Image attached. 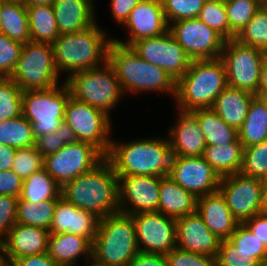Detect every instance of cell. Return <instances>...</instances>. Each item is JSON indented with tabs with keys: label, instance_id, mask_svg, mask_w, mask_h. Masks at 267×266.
Returning a JSON list of instances; mask_svg holds the SVG:
<instances>
[{
	"label": "cell",
	"instance_id": "obj_1",
	"mask_svg": "<svg viewBox=\"0 0 267 266\" xmlns=\"http://www.w3.org/2000/svg\"><path fill=\"white\" fill-rule=\"evenodd\" d=\"M60 194L99 219L120 212L119 179L106 158L92 170L64 184Z\"/></svg>",
	"mask_w": 267,
	"mask_h": 266
},
{
	"label": "cell",
	"instance_id": "obj_2",
	"mask_svg": "<svg viewBox=\"0 0 267 266\" xmlns=\"http://www.w3.org/2000/svg\"><path fill=\"white\" fill-rule=\"evenodd\" d=\"M160 138H136L130 142H115L112 138L105 158L117 176H167L172 151L168 138Z\"/></svg>",
	"mask_w": 267,
	"mask_h": 266
},
{
	"label": "cell",
	"instance_id": "obj_3",
	"mask_svg": "<svg viewBox=\"0 0 267 266\" xmlns=\"http://www.w3.org/2000/svg\"><path fill=\"white\" fill-rule=\"evenodd\" d=\"M107 61L112 66L123 93L155 91L171 94L175 98L176 82L162 68L141 58L131 46L112 39L109 42Z\"/></svg>",
	"mask_w": 267,
	"mask_h": 266
},
{
	"label": "cell",
	"instance_id": "obj_4",
	"mask_svg": "<svg viewBox=\"0 0 267 266\" xmlns=\"http://www.w3.org/2000/svg\"><path fill=\"white\" fill-rule=\"evenodd\" d=\"M104 29L97 22L91 27L71 34H62L52 43L57 72L73 74L96 68L107 61L109 42Z\"/></svg>",
	"mask_w": 267,
	"mask_h": 266
},
{
	"label": "cell",
	"instance_id": "obj_5",
	"mask_svg": "<svg viewBox=\"0 0 267 266\" xmlns=\"http://www.w3.org/2000/svg\"><path fill=\"white\" fill-rule=\"evenodd\" d=\"M228 86L221 58L192 60L188 70L176 82L174 101L177 109L192 112L212 108L215 99Z\"/></svg>",
	"mask_w": 267,
	"mask_h": 266
},
{
	"label": "cell",
	"instance_id": "obj_6",
	"mask_svg": "<svg viewBox=\"0 0 267 266\" xmlns=\"http://www.w3.org/2000/svg\"><path fill=\"white\" fill-rule=\"evenodd\" d=\"M132 215L123 212L99 219L92 243V261L102 266H128L138 254Z\"/></svg>",
	"mask_w": 267,
	"mask_h": 266
},
{
	"label": "cell",
	"instance_id": "obj_7",
	"mask_svg": "<svg viewBox=\"0 0 267 266\" xmlns=\"http://www.w3.org/2000/svg\"><path fill=\"white\" fill-rule=\"evenodd\" d=\"M65 82L73 98L100 109L109 116L124 95L108 61L99 67L75 73Z\"/></svg>",
	"mask_w": 267,
	"mask_h": 266
},
{
	"label": "cell",
	"instance_id": "obj_8",
	"mask_svg": "<svg viewBox=\"0 0 267 266\" xmlns=\"http://www.w3.org/2000/svg\"><path fill=\"white\" fill-rule=\"evenodd\" d=\"M59 85L22 91V115L32 124L35 139L56 131L64 121L71 91L66 82Z\"/></svg>",
	"mask_w": 267,
	"mask_h": 266
},
{
	"label": "cell",
	"instance_id": "obj_9",
	"mask_svg": "<svg viewBox=\"0 0 267 266\" xmlns=\"http://www.w3.org/2000/svg\"><path fill=\"white\" fill-rule=\"evenodd\" d=\"M59 75L54 64L52 44L29 41L23 44L10 78L22 91L45 90L60 83Z\"/></svg>",
	"mask_w": 267,
	"mask_h": 266
},
{
	"label": "cell",
	"instance_id": "obj_10",
	"mask_svg": "<svg viewBox=\"0 0 267 266\" xmlns=\"http://www.w3.org/2000/svg\"><path fill=\"white\" fill-rule=\"evenodd\" d=\"M64 122L74 131L76 140L96 147L104 156L111 144V116L70 96Z\"/></svg>",
	"mask_w": 267,
	"mask_h": 266
},
{
	"label": "cell",
	"instance_id": "obj_11",
	"mask_svg": "<svg viewBox=\"0 0 267 266\" xmlns=\"http://www.w3.org/2000/svg\"><path fill=\"white\" fill-rule=\"evenodd\" d=\"M264 54L262 49L242 44L235 38L225 41L220 58L225 65L227 84L256 95Z\"/></svg>",
	"mask_w": 267,
	"mask_h": 266
},
{
	"label": "cell",
	"instance_id": "obj_12",
	"mask_svg": "<svg viewBox=\"0 0 267 266\" xmlns=\"http://www.w3.org/2000/svg\"><path fill=\"white\" fill-rule=\"evenodd\" d=\"M105 156L92 144L76 141L44 158L43 168L62 187L97 166Z\"/></svg>",
	"mask_w": 267,
	"mask_h": 266
},
{
	"label": "cell",
	"instance_id": "obj_13",
	"mask_svg": "<svg viewBox=\"0 0 267 266\" xmlns=\"http://www.w3.org/2000/svg\"><path fill=\"white\" fill-rule=\"evenodd\" d=\"M218 190L240 223L265 211L264 180L236 173L221 177Z\"/></svg>",
	"mask_w": 267,
	"mask_h": 266
},
{
	"label": "cell",
	"instance_id": "obj_14",
	"mask_svg": "<svg viewBox=\"0 0 267 266\" xmlns=\"http://www.w3.org/2000/svg\"><path fill=\"white\" fill-rule=\"evenodd\" d=\"M131 47L145 61L162 68L175 82L192 62L170 31L157 37L139 39Z\"/></svg>",
	"mask_w": 267,
	"mask_h": 266
},
{
	"label": "cell",
	"instance_id": "obj_15",
	"mask_svg": "<svg viewBox=\"0 0 267 266\" xmlns=\"http://www.w3.org/2000/svg\"><path fill=\"white\" fill-rule=\"evenodd\" d=\"M169 31L191 60L221 57L226 40L198 18L173 22Z\"/></svg>",
	"mask_w": 267,
	"mask_h": 266
},
{
	"label": "cell",
	"instance_id": "obj_16",
	"mask_svg": "<svg viewBox=\"0 0 267 266\" xmlns=\"http://www.w3.org/2000/svg\"><path fill=\"white\" fill-rule=\"evenodd\" d=\"M132 217L139 251L166 255L177 247L175 218L158 211L136 213Z\"/></svg>",
	"mask_w": 267,
	"mask_h": 266
},
{
	"label": "cell",
	"instance_id": "obj_17",
	"mask_svg": "<svg viewBox=\"0 0 267 266\" xmlns=\"http://www.w3.org/2000/svg\"><path fill=\"white\" fill-rule=\"evenodd\" d=\"M169 176L197 198L218 191L221 179L203 156H172Z\"/></svg>",
	"mask_w": 267,
	"mask_h": 266
},
{
	"label": "cell",
	"instance_id": "obj_18",
	"mask_svg": "<svg viewBox=\"0 0 267 266\" xmlns=\"http://www.w3.org/2000/svg\"><path fill=\"white\" fill-rule=\"evenodd\" d=\"M118 179L120 212L133 215L158 211L161 177L123 175Z\"/></svg>",
	"mask_w": 267,
	"mask_h": 266
},
{
	"label": "cell",
	"instance_id": "obj_19",
	"mask_svg": "<svg viewBox=\"0 0 267 266\" xmlns=\"http://www.w3.org/2000/svg\"><path fill=\"white\" fill-rule=\"evenodd\" d=\"M129 33L127 40H118V43L131 46L142 38L157 37L169 31V24L160 0H142L130 12L127 21L123 25Z\"/></svg>",
	"mask_w": 267,
	"mask_h": 266
},
{
	"label": "cell",
	"instance_id": "obj_20",
	"mask_svg": "<svg viewBox=\"0 0 267 266\" xmlns=\"http://www.w3.org/2000/svg\"><path fill=\"white\" fill-rule=\"evenodd\" d=\"M220 242L197 212L176 219L177 248L216 258Z\"/></svg>",
	"mask_w": 267,
	"mask_h": 266
},
{
	"label": "cell",
	"instance_id": "obj_21",
	"mask_svg": "<svg viewBox=\"0 0 267 266\" xmlns=\"http://www.w3.org/2000/svg\"><path fill=\"white\" fill-rule=\"evenodd\" d=\"M176 122L169 129L172 156H203L206 141L200 123L191 112L178 110Z\"/></svg>",
	"mask_w": 267,
	"mask_h": 266
},
{
	"label": "cell",
	"instance_id": "obj_22",
	"mask_svg": "<svg viewBox=\"0 0 267 266\" xmlns=\"http://www.w3.org/2000/svg\"><path fill=\"white\" fill-rule=\"evenodd\" d=\"M98 223L99 218L93 213L77 208L60 196L57 199L49 232L82 236L92 244L96 237Z\"/></svg>",
	"mask_w": 267,
	"mask_h": 266
},
{
	"label": "cell",
	"instance_id": "obj_23",
	"mask_svg": "<svg viewBox=\"0 0 267 266\" xmlns=\"http://www.w3.org/2000/svg\"><path fill=\"white\" fill-rule=\"evenodd\" d=\"M50 232L16 223L1 241L7 264L25 256L47 253Z\"/></svg>",
	"mask_w": 267,
	"mask_h": 266
},
{
	"label": "cell",
	"instance_id": "obj_24",
	"mask_svg": "<svg viewBox=\"0 0 267 266\" xmlns=\"http://www.w3.org/2000/svg\"><path fill=\"white\" fill-rule=\"evenodd\" d=\"M197 213L208 229L221 241L228 240L240 224L232 215L219 190L198 198Z\"/></svg>",
	"mask_w": 267,
	"mask_h": 266
},
{
	"label": "cell",
	"instance_id": "obj_25",
	"mask_svg": "<svg viewBox=\"0 0 267 266\" xmlns=\"http://www.w3.org/2000/svg\"><path fill=\"white\" fill-rule=\"evenodd\" d=\"M93 0H53L56 26L59 34L85 30L96 23Z\"/></svg>",
	"mask_w": 267,
	"mask_h": 266
},
{
	"label": "cell",
	"instance_id": "obj_26",
	"mask_svg": "<svg viewBox=\"0 0 267 266\" xmlns=\"http://www.w3.org/2000/svg\"><path fill=\"white\" fill-rule=\"evenodd\" d=\"M47 253L59 266H76L81 256L85 263L92 261V244L85 237L74 234H50Z\"/></svg>",
	"mask_w": 267,
	"mask_h": 266
},
{
	"label": "cell",
	"instance_id": "obj_27",
	"mask_svg": "<svg viewBox=\"0 0 267 266\" xmlns=\"http://www.w3.org/2000/svg\"><path fill=\"white\" fill-rule=\"evenodd\" d=\"M158 212L180 218L197 212L198 198L178 185L169 175L161 177Z\"/></svg>",
	"mask_w": 267,
	"mask_h": 266
},
{
	"label": "cell",
	"instance_id": "obj_28",
	"mask_svg": "<svg viewBox=\"0 0 267 266\" xmlns=\"http://www.w3.org/2000/svg\"><path fill=\"white\" fill-rule=\"evenodd\" d=\"M255 96L249 91L228 85L215 99L212 109L226 124L238 131L243 125L249 105Z\"/></svg>",
	"mask_w": 267,
	"mask_h": 266
},
{
	"label": "cell",
	"instance_id": "obj_29",
	"mask_svg": "<svg viewBox=\"0 0 267 266\" xmlns=\"http://www.w3.org/2000/svg\"><path fill=\"white\" fill-rule=\"evenodd\" d=\"M244 147L239 138L226 145L206 146L203 158L220 177L240 173Z\"/></svg>",
	"mask_w": 267,
	"mask_h": 266
},
{
	"label": "cell",
	"instance_id": "obj_30",
	"mask_svg": "<svg viewBox=\"0 0 267 266\" xmlns=\"http://www.w3.org/2000/svg\"><path fill=\"white\" fill-rule=\"evenodd\" d=\"M238 138L244 148L267 140V105L262 98L255 96L251 101Z\"/></svg>",
	"mask_w": 267,
	"mask_h": 266
},
{
	"label": "cell",
	"instance_id": "obj_31",
	"mask_svg": "<svg viewBox=\"0 0 267 266\" xmlns=\"http://www.w3.org/2000/svg\"><path fill=\"white\" fill-rule=\"evenodd\" d=\"M191 113L200 123L206 146H223L238 138V131L226 124L212 108L196 109Z\"/></svg>",
	"mask_w": 267,
	"mask_h": 266
},
{
	"label": "cell",
	"instance_id": "obj_32",
	"mask_svg": "<svg viewBox=\"0 0 267 266\" xmlns=\"http://www.w3.org/2000/svg\"><path fill=\"white\" fill-rule=\"evenodd\" d=\"M0 33L23 44L31 41L27 7L24 4L4 2Z\"/></svg>",
	"mask_w": 267,
	"mask_h": 266
},
{
	"label": "cell",
	"instance_id": "obj_33",
	"mask_svg": "<svg viewBox=\"0 0 267 266\" xmlns=\"http://www.w3.org/2000/svg\"><path fill=\"white\" fill-rule=\"evenodd\" d=\"M31 41L52 44L58 37L52 4L27 7Z\"/></svg>",
	"mask_w": 267,
	"mask_h": 266
},
{
	"label": "cell",
	"instance_id": "obj_34",
	"mask_svg": "<svg viewBox=\"0 0 267 266\" xmlns=\"http://www.w3.org/2000/svg\"><path fill=\"white\" fill-rule=\"evenodd\" d=\"M57 200H45L39 203L22 200L17 204L16 223L50 230Z\"/></svg>",
	"mask_w": 267,
	"mask_h": 266
},
{
	"label": "cell",
	"instance_id": "obj_35",
	"mask_svg": "<svg viewBox=\"0 0 267 266\" xmlns=\"http://www.w3.org/2000/svg\"><path fill=\"white\" fill-rule=\"evenodd\" d=\"M61 187L46 172L44 168L23 180L22 200L41 202L45 200H57L61 196Z\"/></svg>",
	"mask_w": 267,
	"mask_h": 266
},
{
	"label": "cell",
	"instance_id": "obj_36",
	"mask_svg": "<svg viewBox=\"0 0 267 266\" xmlns=\"http://www.w3.org/2000/svg\"><path fill=\"white\" fill-rule=\"evenodd\" d=\"M32 124L23 116L0 123V144L16 149L35 145Z\"/></svg>",
	"mask_w": 267,
	"mask_h": 266
},
{
	"label": "cell",
	"instance_id": "obj_37",
	"mask_svg": "<svg viewBox=\"0 0 267 266\" xmlns=\"http://www.w3.org/2000/svg\"><path fill=\"white\" fill-rule=\"evenodd\" d=\"M229 22V40L234 39L255 12L263 4V0H224Z\"/></svg>",
	"mask_w": 267,
	"mask_h": 266
},
{
	"label": "cell",
	"instance_id": "obj_38",
	"mask_svg": "<svg viewBox=\"0 0 267 266\" xmlns=\"http://www.w3.org/2000/svg\"><path fill=\"white\" fill-rule=\"evenodd\" d=\"M235 39L242 44L267 52V8L264 4L255 12Z\"/></svg>",
	"mask_w": 267,
	"mask_h": 266
},
{
	"label": "cell",
	"instance_id": "obj_39",
	"mask_svg": "<svg viewBox=\"0 0 267 266\" xmlns=\"http://www.w3.org/2000/svg\"><path fill=\"white\" fill-rule=\"evenodd\" d=\"M22 115V90L10 78L0 77V123Z\"/></svg>",
	"mask_w": 267,
	"mask_h": 266
},
{
	"label": "cell",
	"instance_id": "obj_40",
	"mask_svg": "<svg viewBox=\"0 0 267 266\" xmlns=\"http://www.w3.org/2000/svg\"><path fill=\"white\" fill-rule=\"evenodd\" d=\"M236 250L248 257H255L260 263L267 261V248L254 233L244 224L240 223L235 232L227 240Z\"/></svg>",
	"mask_w": 267,
	"mask_h": 266
},
{
	"label": "cell",
	"instance_id": "obj_41",
	"mask_svg": "<svg viewBox=\"0 0 267 266\" xmlns=\"http://www.w3.org/2000/svg\"><path fill=\"white\" fill-rule=\"evenodd\" d=\"M240 173L261 180L267 179V140L244 148Z\"/></svg>",
	"mask_w": 267,
	"mask_h": 266
},
{
	"label": "cell",
	"instance_id": "obj_42",
	"mask_svg": "<svg viewBox=\"0 0 267 266\" xmlns=\"http://www.w3.org/2000/svg\"><path fill=\"white\" fill-rule=\"evenodd\" d=\"M197 18L226 41L229 40V22L224 0H206Z\"/></svg>",
	"mask_w": 267,
	"mask_h": 266
},
{
	"label": "cell",
	"instance_id": "obj_43",
	"mask_svg": "<svg viewBox=\"0 0 267 266\" xmlns=\"http://www.w3.org/2000/svg\"><path fill=\"white\" fill-rule=\"evenodd\" d=\"M76 136L70 126L63 121L56 131L40 136L35 140L36 150L45 158L68 144L75 143Z\"/></svg>",
	"mask_w": 267,
	"mask_h": 266
},
{
	"label": "cell",
	"instance_id": "obj_44",
	"mask_svg": "<svg viewBox=\"0 0 267 266\" xmlns=\"http://www.w3.org/2000/svg\"><path fill=\"white\" fill-rule=\"evenodd\" d=\"M206 0H161L167 23L170 25L199 15Z\"/></svg>",
	"mask_w": 267,
	"mask_h": 266
},
{
	"label": "cell",
	"instance_id": "obj_45",
	"mask_svg": "<svg viewBox=\"0 0 267 266\" xmlns=\"http://www.w3.org/2000/svg\"><path fill=\"white\" fill-rule=\"evenodd\" d=\"M44 166V158L36 150L35 145L17 149L12 170L25 180L33 173L40 171Z\"/></svg>",
	"mask_w": 267,
	"mask_h": 266
},
{
	"label": "cell",
	"instance_id": "obj_46",
	"mask_svg": "<svg viewBox=\"0 0 267 266\" xmlns=\"http://www.w3.org/2000/svg\"><path fill=\"white\" fill-rule=\"evenodd\" d=\"M23 43L0 33V77H10L14 72Z\"/></svg>",
	"mask_w": 267,
	"mask_h": 266
},
{
	"label": "cell",
	"instance_id": "obj_47",
	"mask_svg": "<svg viewBox=\"0 0 267 266\" xmlns=\"http://www.w3.org/2000/svg\"><path fill=\"white\" fill-rule=\"evenodd\" d=\"M236 250L227 240L220 242L217 257L215 258L216 266H259L260 262L255 257H248Z\"/></svg>",
	"mask_w": 267,
	"mask_h": 266
},
{
	"label": "cell",
	"instance_id": "obj_48",
	"mask_svg": "<svg viewBox=\"0 0 267 266\" xmlns=\"http://www.w3.org/2000/svg\"><path fill=\"white\" fill-rule=\"evenodd\" d=\"M165 256L167 266H216L215 258L212 256L184 251L177 247Z\"/></svg>",
	"mask_w": 267,
	"mask_h": 266
},
{
	"label": "cell",
	"instance_id": "obj_49",
	"mask_svg": "<svg viewBox=\"0 0 267 266\" xmlns=\"http://www.w3.org/2000/svg\"><path fill=\"white\" fill-rule=\"evenodd\" d=\"M18 199L10 195H0V241L16 224Z\"/></svg>",
	"mask_w": 267,
	"mask_h": 266
},
{
	"label": "cell",
	"instance_id": "obj_50",
	"mask_svg": "<svg viewBox=\"0 0 267 266\" xmlns=\"http://www.w3.org/2000/svg\"><path fill=\"white\" fill-rule=\"evenodd\" d=\"M23 180L13 171H0V195L19 198L22 193Z\"/></svg>",
	"mask_w": 267,
	"mask_h": 266
},
{
	"label": "cell",
	"instance_id": "obj_51",
	"mask_svg": "<svg viewBox=\"0 0 267 266\" xmlns=\"http://www.w3.org/2000/svg\"><path fill=\"white\" fill-rule=\"evenodd\" d=\"M140 1L142 0H110L112 18L123 26L130 12Z\"/></svg>",
	"mask_w": 267,
	"mask_h": 266
},
{
	"label": "cell",
	"instance_id": "obj_52",
	"mask_svg": "<svg viewBox=\"0 0 267 266\" xmlns=\"http://www.w3.org/2000/svg\"><path fill=\"white\" fill-rule=\"evenodd\" d=\"M244 224L267 248V212L264 211L254 215L245 221Z\"/></svg>",
	"mask_w": 267,
	"mask_h": 266
},
{
	"label": "cell",
	"instance_id": "obj_53",
	"mask_svg": "<svg viewBox=\"0 0 267 266\" xmlns=\"http://www.w3.org/2000/svg\"><path fill=\"white\" fill-rule=\"evenodd\" d=\"M9 266H59L48 253L30 255L13 259L8 263Z\"/></svg>",
	"mask_w": 267,
	"mask_h": 266
},
{
	"label": "cell",
	"instance_id": "obj_54",
	"mask_svg": "<svg viewBox=\"0 0 267 266\" xmlns=\"http://www.w3.org/2000/svg\"><path fill=\"white\" fill-rule=\"evenodd\" d=\"M128 266H167V259L163 254L139 251Z\"/></svg>",
	"mask_w": 267,
	"mask_h": 266
},
{
	"label": "cell",
	"instance_id": "obj_55",
	"mask_svg": "<svg viewBox=\"0 0 267 266\" xmlns=\"http://www.w3.org/2000/svg\"><path fill=\"white\" fill-rule=\"evenodd\" d=\"M16 148L0 144V171L12 170Z\"/></svg>",
	"mask_w": 267,
	"mask_h": 266
},
{
	"label": "cell",
	"instance_id": "obj_56",
	"mask_svg": "<svg viewBox=\"0 0 267 266\" xmlns=\"http://www.w3.org/2000/svg\"><path fill=\"white\" fill-rule=\"evenodd\" d=\"M257 97H265L267 96V52H265L261 64V71H260V82L258 85V93L256 94Z\"/></svg>",
	"mask_w": 267,
	"mask_h": 266
},
{
	"label": "cell",
	"instance_id": "obj_57",
	"mask_svg": "<svg viewBox=\"0 0 267 266\" xmlns=\"http://www.w3.org/2000/svg\"><path fill=\"white\" fill-rule=\"evenodd\" d=\"M52 2L53 0H26L25 6L34 7V6L50 5L52 4Z\"/></svg>",
	"mask_w": 267,
	"mask_h": 266
},
{
	"label": "cell",
	"instance_id": "obj_58",
	"mask_svg": "<svg viewBox=\"0 0 267 266\" xmlns=\"http://www.w3.org/2000/svg\"><path fill=\"white\" fill-rule=\"evenodd\" d=\"M6 265H7V262L5 258L4 249H3L2 242L0 241V266H6Z\"/></svg>",
	"mask_w": 267,
	"mask_h": 266
},
{
	"label": "cell",
	"instance_id": "obj_59",
	"mask_svg": "<svg viewBox=\"0 0 267 266\" xmlns=\"http://www.w3.org/2000/svg\"><path fill=\"white\" fill-rule=\"evenodd\" d=\"M264 209L267 212V179L264 180Z\"/></svg>",
	"mask_w": 267,
	"mask_h": 266
},
{
	"label": "cell",
	"instance_id": "obj_60",
	"mask_svg": "<svg viewBox=\"0 0 267 266\" xmlns=\"http://www.w3.org/2000/svg\"><path fill=\"white\" fill-rule=\"evenodd\" d=\"M6 0H0V29H1V10Z\"/></svg>",
	"mask_w": 267,
	"mask_h": 266
},
{
	"label": "cell",
	"instance_id": "obj_61",
	"mask_svg": "<svg viewBox=\"0 0 267 266\" xmlns=\"http://www.w3.org/2000/svg\"><path fill=\"white\" fill-rule=\"evenodd\" d=\"M6 1L17 2V3H20V4H24L25 5V1L26 0H6Z\"/></svg>",
	"mask_w": 267,
	"mask_h": 266
},
{
	"label": "cell",
	"instance_id": "obj_62",
	"mask_svg": "<svg viewBox=\"0 0 267 266\" xmlns=\"http://www.w3.org/2000/svg\"><path fill=\"white\" fill-rule=\"evenodd\" d=\"M88 266H102V265H99V264L94 263L93 261H90Z\"/></svg>",
	"mask_w": 267,
	"mask_h": 266
},
{
	"label": "cell",
	"instance_id": "obj_63",
	"mask_svg": "<svg viewBox=\"0 0 267 266\" xmlns=\"http://www.w3.org/2000/svg\"><path fill=\"white\" fill-rule=\"evenodd\" d=\"M259 266H267V261H264V262L260 263Z\"/></svg>",
	"mask_w": 267,
	"mask_h": 266
},
{
	"label": "cell",
	"instance_id": "obj_64",
	"mask_svg": "<svg viewBox=\"0 0 267 266\" xmlns=\"http://www.w3.org/2000/svg\"><path fill=\"white\" fill-rule=\"evenodd\" d=\"M264 101H265V103H266V105H267V96H265V97H261Z\"/></svg>",
	"mask_w": 267,
	"mask_h": 266
},
{
	"label": "cell",
	"instance_id": "obj_65",
	"mask_svg": "<svg viewBox=\"0 0 267 266\" xmlns=\"http://www.w3.org/2000/svg\"><path fill=\"white\" fill-rule=\"evenodd\" d=\"M263 4H264L265 7L267 8V0H263Z\"/></svg>",
	"mask_w": 267,
	"mask_h": 266
}]
</instances>
